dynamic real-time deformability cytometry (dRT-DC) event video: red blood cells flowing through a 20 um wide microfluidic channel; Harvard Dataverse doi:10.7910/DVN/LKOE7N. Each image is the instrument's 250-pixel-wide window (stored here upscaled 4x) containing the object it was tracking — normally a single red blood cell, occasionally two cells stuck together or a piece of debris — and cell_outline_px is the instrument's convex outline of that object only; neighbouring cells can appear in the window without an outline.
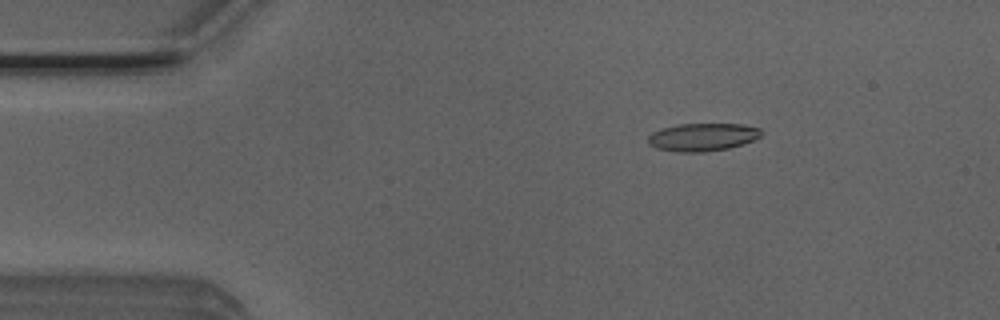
{"species": "Egyptian fruit bat (a non-hibernating species)", "species_latin": "Rousettus aegyptiacus", "temperature_condition": "room temperature", "stored_images_in_passage": 52, "camera_frame_rate_fps": 3000, "um_per_image_px": 0.085, "animal": {"sex": "male"}, "frame": {"image": 1, "passage_image": 8, "time_ms": 2.333, "image_size_px": [1000, 320], "cell_outline_px": [[764, 132], [760, 136], [744, 144], [728, 148], [704, 152], [676, 152], [656, 148], [648, 144], [648, 136], [652, 132], [660, 128], [680, 124], [744, 124], [760, 128]], "centroid_in_image_um": [59.71, 11.65], "position_along_channel_um": 25.3, "area_um2": 18.55}}
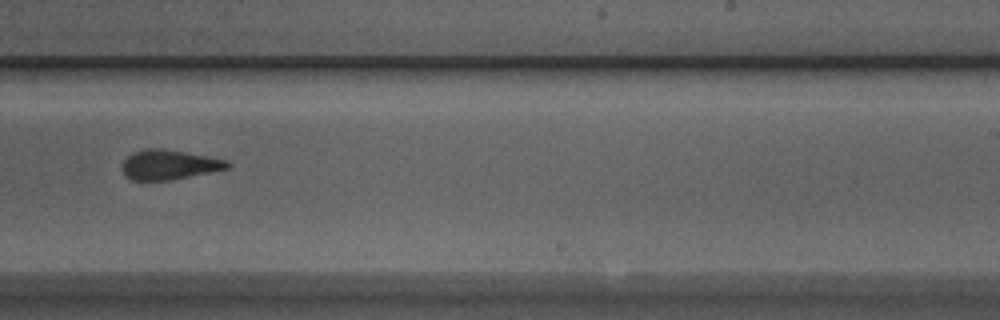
{"frame": {"image": 2, "passage_image": 32, "time_ms": 10.333, "image_size_px": [1000, 320], "cell_outline_px": [[232, 164], [228, 168], [172, 180], [132, 180], [124, 176], [120, 168], [124, 160], [132, 152], [148, 148], [164, 148], [228, 160]], "centroid_in_image_um": [14.34, 14.0], "position_along_channel_um": 274.7, "area_um2": 18.38}}
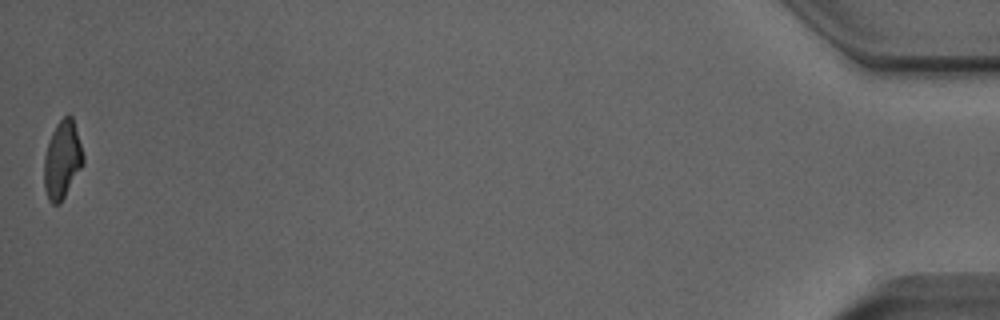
{"frame": {"image": 3, "passage_image": 52, "time_ms": 17.0, "image_size_px": [1000, 320], "cell_outline_px": [[84, 164], [60, 204], [52, 204], [48, 200], [44, 188], [44, 156], [48, 140], [56, 124], [68, 112], [72, 116], [84, 156]], "centroid_in_image_um": [5.28, 13.58], "position_along_channel_um": 429.9, "area_um2": 17.92}, "authors_computed_cell_mechanics": {"area_um2": 18.6694, "velocity_mm_per_s": 3.8845, "shape_relaxation_time_tau1_ms": 5.2004, "shape_relaxation_time_tau2_ms": 1.8491, "deformation_change_tau1": 0.1892, "deformation_change_tau2": 0.0909}}